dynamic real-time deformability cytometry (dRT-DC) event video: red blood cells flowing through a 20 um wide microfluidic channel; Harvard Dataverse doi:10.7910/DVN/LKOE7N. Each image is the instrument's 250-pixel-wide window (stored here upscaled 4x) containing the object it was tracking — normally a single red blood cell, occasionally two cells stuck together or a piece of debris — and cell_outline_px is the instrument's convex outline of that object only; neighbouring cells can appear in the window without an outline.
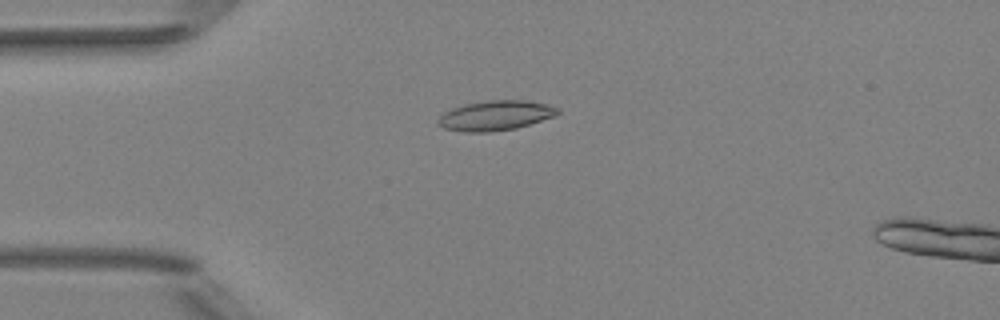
{"species": "Egyptian fruit bat (a non-hibernating species)", "species_latin": "Rousettus aegyptiacus", "temperature_condition": "room temperature", "stored_images_in_passage": 47, "segment_of_instrument_passage": [1, 2], "camera_frame_rate_fps": 3000, "um_per_image_px": 0.085, "animal": {"sex": "female"}, "frame": {"image": 1, "passage_image": 8, "time_ms": 2.333, "image_size_px": [1000, 320], "cell_outline_px": [[560, 112], [552, 116], [516, 128], [488, 132], [464, 132], [444, 128], [436, 124], [436, 120], [444, 112], [452, 108], [464, 104], [488, 100], [524, 100], [548, 104], [560, 108]], "centroid_in_image_um": [42.07, 9.81], "position_along_channel_um": 42.9, "area_um2": 20.75}}
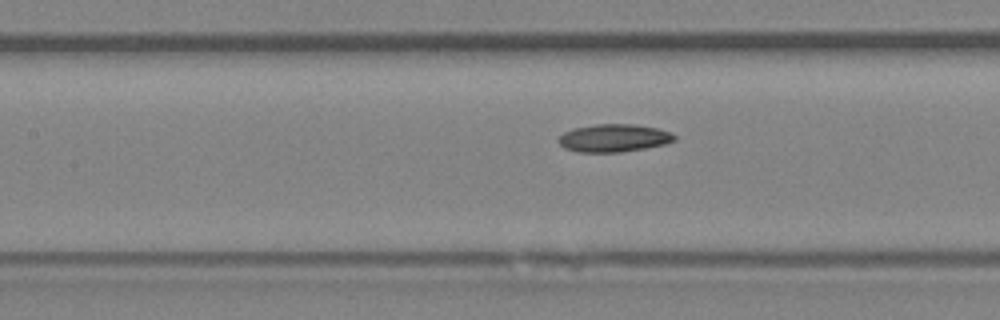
{"frame": {"image": 2, "passage_image": 18, "time_ms": 5.667, "image_size_px": [1000, 320], "cell_outline_px": [[676, 140], [664, 144], [644, 148], [620, 152], [576, 152], [564, 148], [560, 144], [560, 136], [564, 132], [572, 128], [596, 124], [632, 124], [656, 128], [672, 132], [676, 136]], "centroid_in_image_um": [52.18, 11.73], "position_along_channel_um": 155.2, "area_um2": 18.73}}
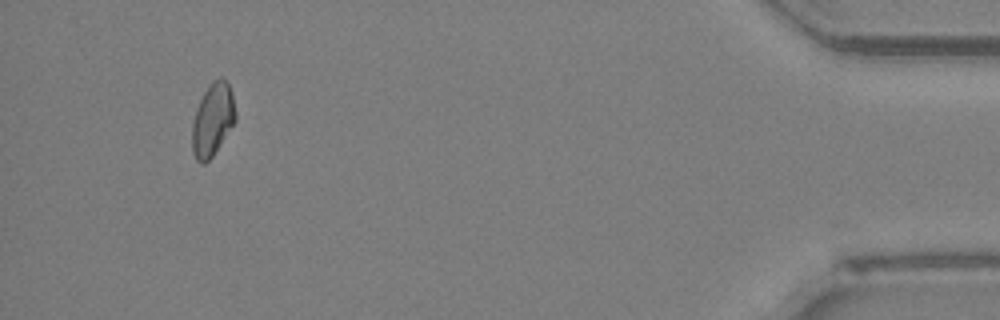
{"frame": {"image": 3, "passage_image": 43, "time_ms": 14.0, "image_size_px": [1000, 320], "cell_outline_px": [[236, 120], [212, 156], [204, 164], [200, 164], [196, 160], [192, 152], [192, 124], [196, 108], [208, 84], [212, 80], [220, 76], [228, 84], [232, 92], [236, 112]], "centroid_in_image_um": [18.06, 10.15], "position_along_channel_um": 417.1, "area_um2": 18.44}}